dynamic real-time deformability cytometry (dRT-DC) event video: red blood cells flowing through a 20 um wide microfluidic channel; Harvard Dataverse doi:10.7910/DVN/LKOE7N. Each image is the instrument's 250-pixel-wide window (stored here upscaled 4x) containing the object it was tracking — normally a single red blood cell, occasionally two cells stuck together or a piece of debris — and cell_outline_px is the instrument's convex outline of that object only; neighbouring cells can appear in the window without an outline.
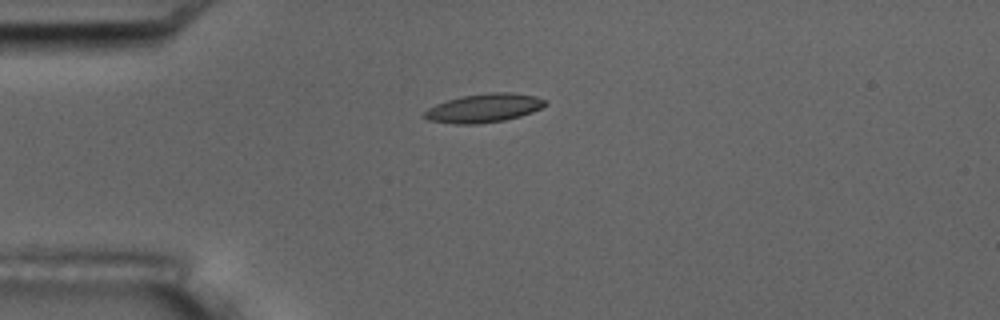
{"species": "common noctule bat (a hibernating species)", "species_latin": "Nyctalus noctula", "temperature_condition": "room temperature", "stored_images_in_passage": 11, "camera_frame_rate_fps": 3000, "um_per_image_px": 0.085, "animal": {"sex": "male", "body_mass_g": 17.5, "forearm_length_mm": 52.3}, "frame": {"image": 1, "passage_image": 4, "time_ms": 4.667, "image_size_px": [1000, 320], "cell_outline_px": [[548, 104], [532, 112], [520, 116], [504, 120], [480, 124], [456, 124], [428, 120], [420, 116], [428, 108], [436, 104], [448, 100], [464, 96], [488, 92], [512, 92], [536, 96], [548, 100]], "centroid_in_image_um": [41.14, 9.18], "position_along_channel_um": 43.9, "area_um2": 20.35}}
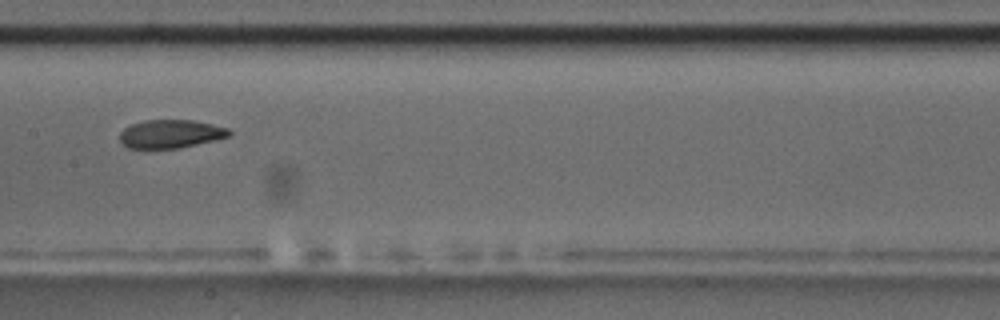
{"frame": {"image": 2, "passage_image": 8, "time_ms": 9.333, "image_size_px": [1000, 320], "cell_outline_px": [[232, 132], [228, 136], [180, 148], [128, 148], [120, 140], [120, 132], [124, 128], [132, 124], [144, 120], [196, 120], [228, 128]], "centroid_in_image_um": [14.49, 11.37], "position_along_channel_um": 192.9, "area_um2": 17.92}}